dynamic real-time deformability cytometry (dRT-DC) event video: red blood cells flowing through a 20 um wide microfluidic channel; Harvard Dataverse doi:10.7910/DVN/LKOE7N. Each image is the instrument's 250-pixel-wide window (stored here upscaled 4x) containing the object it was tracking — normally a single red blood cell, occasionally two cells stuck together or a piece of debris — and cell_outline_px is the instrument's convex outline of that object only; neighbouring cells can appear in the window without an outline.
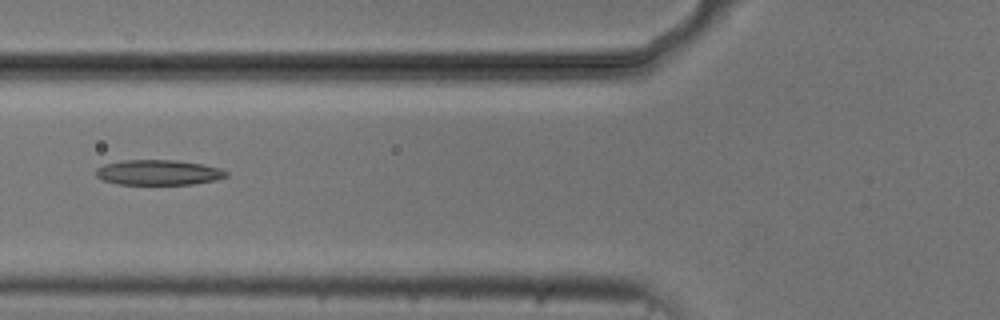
{"species": "common noctule bat (a hibernating species)", "species_latin": "Nyctalus noctula", "temperature_condition": "cold", "stored_images_in_passage": 9, "camera_frame_rate_fps": 3000, "um_per_image_px": 0.085, "animal": {"sex": "male", "body_mass_g": 20.5, "forearm_length_mm": 52.5}, "frame": {"image": 1, "passage_image": 6, "time_ms": 6.333, "image_size_px": [1000, 320], "cell_outline_px": [[228, 176], [216, 180], [192, 184], [116, 184], [104, 180], [96, 176], [96, 168], [104, 164], [120, 160], [176, 160], [200, 164], [220, 168], [228, 172]], "centroid_in_image_um": [13.45, 14.65], "position_along_channel_um": 112.3, "area_um2": 19.13}}
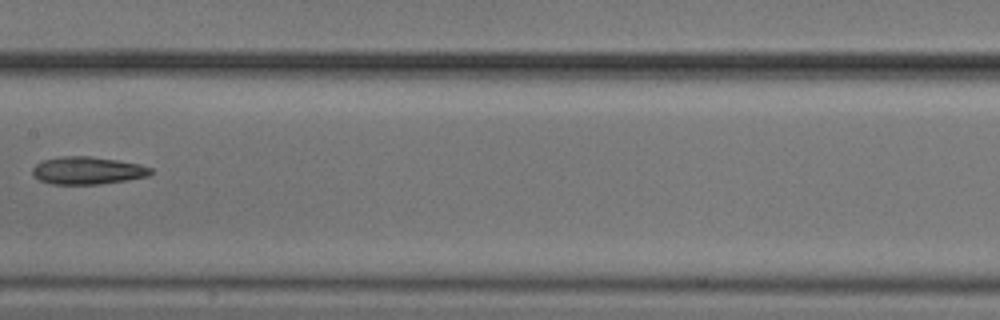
{"frame": {"image": 2, "passage_image": 8, "time_ms": 8.667, "image_size_px": [1000, 320], "cell_outline_px": [[152, 172], [148, 176], [128, 180], [100, 184], [52, 184], [40, 180], [32, 176], [32, 168], [36, 164], [44, 160], [60, 156], [88, 156], [116, 160], [140, 164], [152, 168]], "centroid_in_image_um": [7.43, 14.5], "position_along_channel_um": 200.0, "area_um2": 19.02}}
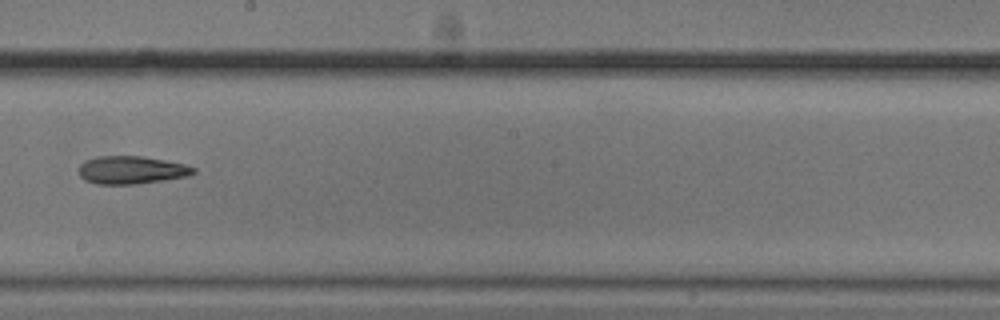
{"frame": {"image": 3, "passage_image": 9, "time_ms": 9.667, "image_size_px": [1000, 320], "cell_outline_px": [[196, 172], [188, 176], [164, 180], [136, 184], [96, 184], [84, 180], [80, 176], [80, 164], [84, 160], [96, 156], [144, 156], [184, 164], [196, 168]], "centroid_in_image_um": [11.16, 14.45], "position_along_channel_um": 237.0, "area_um2": 18.73}}